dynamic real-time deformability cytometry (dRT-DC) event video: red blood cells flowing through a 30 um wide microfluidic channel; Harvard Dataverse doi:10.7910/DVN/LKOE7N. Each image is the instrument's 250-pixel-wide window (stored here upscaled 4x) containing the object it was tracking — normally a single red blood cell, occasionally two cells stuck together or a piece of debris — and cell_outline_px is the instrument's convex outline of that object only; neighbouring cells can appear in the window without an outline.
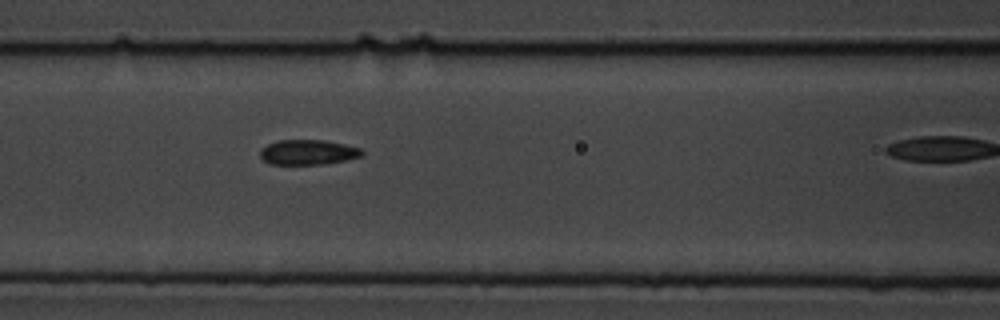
{"species": "common noctule bat (a hibernating species)", "species_latin": "Nyctalus noctula", "temperature_condition": "cold", "stored_images_in_passage": 4, "segment_of_instrument_passage": [1, 2], "camera_frame_rate_fps": 3000, "um_per_image_px": 0.085, "animal": {"sex": "male", "body_mass_g": 19.5, "forearm_length_mm": 54.6}, "frame": {"image": 1, "passage_image": 3, "time_ms": 2.0, "image_size_px": [1000, 320], "cell_outline_px": [[364, 156], [344, 160], [320, 164], [272, 164], [264, 160], [260, 156], [260, 152], [268, 144], [276, 140], [324, 140], [344, 144], [360, 148], [364, 152]], "centroid_in_image_um": [26.2, 12.93], "position_along_channel_um": 140.4, "area_um2": 14.68}}